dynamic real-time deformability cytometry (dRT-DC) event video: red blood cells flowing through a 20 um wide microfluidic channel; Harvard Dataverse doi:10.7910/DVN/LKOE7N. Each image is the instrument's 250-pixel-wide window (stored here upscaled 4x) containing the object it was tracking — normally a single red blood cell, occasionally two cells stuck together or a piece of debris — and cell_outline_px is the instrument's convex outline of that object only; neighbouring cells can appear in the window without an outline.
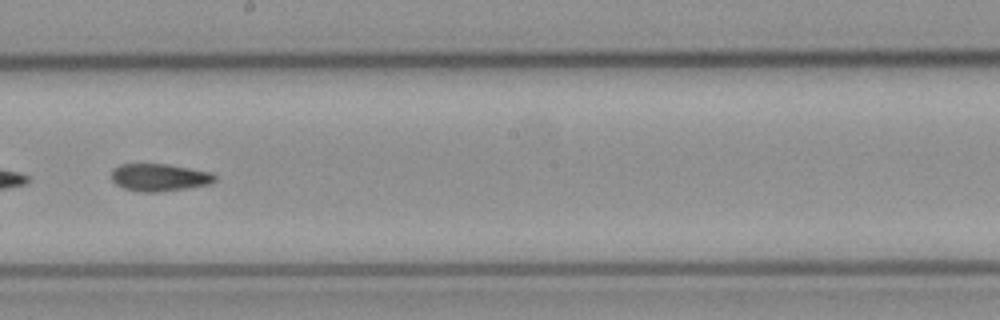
{"species": "common noctule bat (a hibernating species)", "species_latin": "Nyctalus noctula", "temperature_condition": "cold", "stored_images_in_passage": 51, "segment_of_instrument_passage": [2, 2], "camera_frame_rate_fps": 3000, "um_per_image_px": 0.085, "animal": {"sex": "female", "body_mass_g": 21.9}, "frame": {"image": 1, "passage_image": 29, "time_ms": 9.333, "image_size_px": [1000, 320], "cell_outline_px": [[216, 180], [208, 184], [184, 188], [156, 192], [140, 192], [124, 188], [116, 184], [112, 180], [112, 168], [120, 164], [168, 164], [212, 172], [216, 176]], "centroid_in_image_um": [13.53, 15.07], "position_along_channel_um": 234.7, "area_um2": 16.47}}
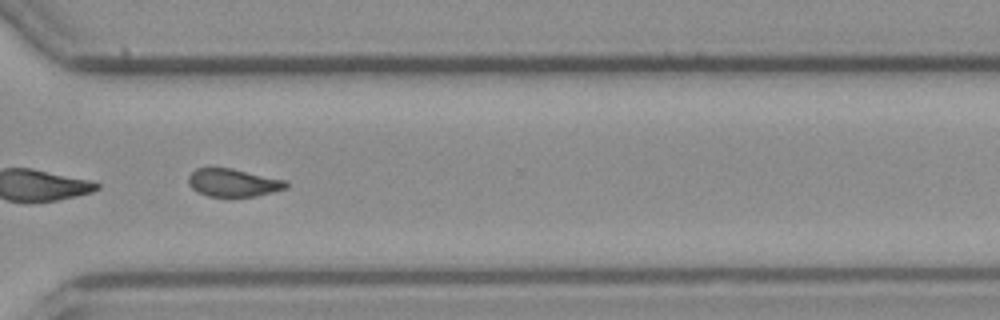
{"frame": {"image": 2, "passage_image": 38, "time_ms": 12.333, "image_size_px": [1000, 320], "cell_outline_px": [[288, 188], [256, 196], [228, 200], [208, 196], [192, 188], [188, 184], [188, 176], [196, 168], [232, 168], [288, 180]], "centroid_in_image_um": [19.85, 15.57], "position_along_channel_um": 350.7, "area_um2": 16.59}}